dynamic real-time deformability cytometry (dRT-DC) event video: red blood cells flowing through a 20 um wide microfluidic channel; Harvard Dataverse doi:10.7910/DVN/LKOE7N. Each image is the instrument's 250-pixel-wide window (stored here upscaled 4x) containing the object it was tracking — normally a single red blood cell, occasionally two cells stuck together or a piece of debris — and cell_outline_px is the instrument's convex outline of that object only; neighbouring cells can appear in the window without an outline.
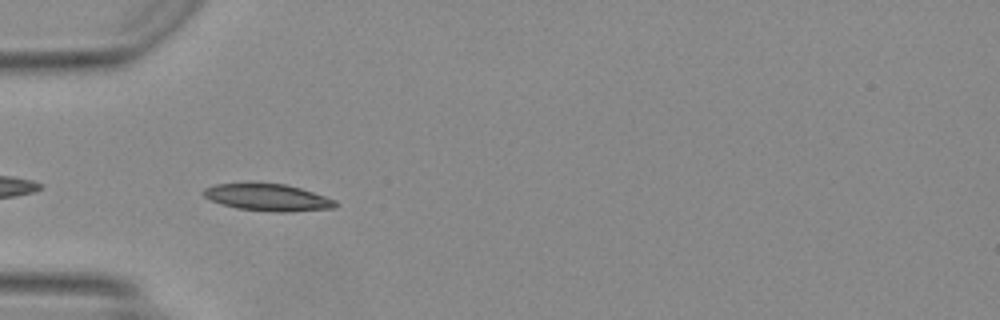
{"species": "Egyptian fruit bat (a non-hibernating species)", "species_latin": "Rousettus aegyptiacus", "temperature_condition": "warm", "stored_images_in_passage": 9, "camera_frame_rate_fps": 3000, "um_per_image_px": 0.085, "animal": {"sex": "female"}, "frame": {"image": 1, "passage_image": 2, "time_ms": 0.333, "image_size_px": [1000, 320], "cell_outline_px": [[336, 208], [288, 212], [276, 212], [236, 208], [212, 200], [204, 196], [200, 192], [204, 188], [216, 184], [252, 180], [284, 184], [300, 188], [336, 200]], "centroid_in_image_um": [22.7, 16.73], "position_along_channel_um": 62.3, "area_um2": 21.33}}